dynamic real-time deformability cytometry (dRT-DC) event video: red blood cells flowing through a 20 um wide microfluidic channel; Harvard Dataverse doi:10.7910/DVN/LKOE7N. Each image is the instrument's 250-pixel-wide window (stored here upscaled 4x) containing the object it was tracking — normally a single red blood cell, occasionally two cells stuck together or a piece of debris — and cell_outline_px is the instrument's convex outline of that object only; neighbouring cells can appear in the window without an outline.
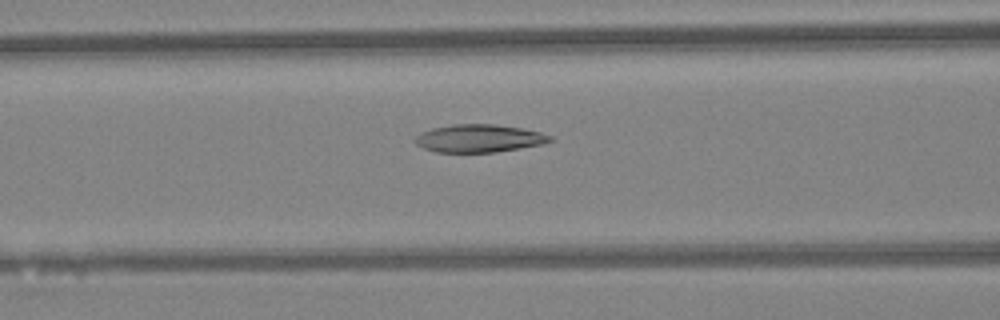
{"species": "Egyptian fruit bat (a non-hibernating species)", "species_latin": "Rousettus aegyptiacus", "temperature_condition": "warm", "stored_images_in_passage": 47, "camera_frame_rate_fps": 3000, "um_per_image_px": 0.085, "animal": {"sex": "female"}, "frame": {"image": 1, "passage_image": 19, "time_ms": 6.0, "image_size_px": [1000, 320], "cell_outline_px": [[552, 140], [544, 144], [496, 152], [436, 152], [424, 148], [416, 144], [412, 140], [416, 136], [432, 128], [452, 124], [496, 124], [520, 128], [540, 132], [552, 136]], "centroid_in_image_um": [40.72, 11.76], "position_along_channel_um": 125.9, "area_um2": 21.85}}
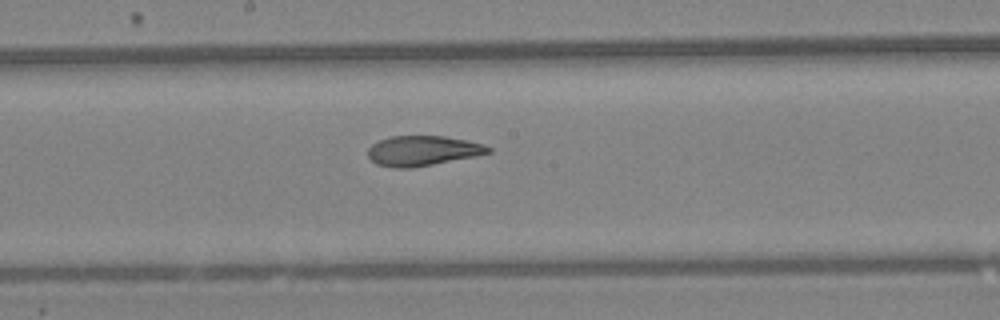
{"frame": {"image": 2, "passage_image": 25, "time_ms": 8.0, "image_size_px": [1000, 320], "cell_outline_px": [[492, 152], [476, 156], [432, 164], [408, 168], [396, 168], [376, 164], [368, 156], [368, 148], [372, 144], [380, 140], [392, 136], [444, 136], [484, 144], [492, 148]], "centroid_in_image_um": [35.93, 12.81], "position_along_channel_um": 212.3, "area_um2": 20.87}}
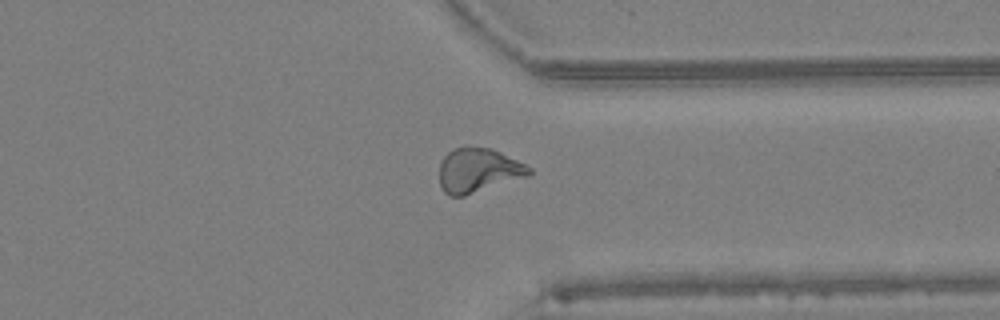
{"frame": {"image": 3, "passage_image": 36, "time_ms": 11.667, "image_size_px": [1000, 320], "cell_outline_px": [[532, 172], [528, 176], [464, 196], [448, 196], [444, 192], [440, 184], [440, 160], [452, 148], [464, 144], [492, 148], [532, 168]], "centroid_in_image_um": [40.61, 14.45], "position_along_channel_um": 370.8, "area_um2": 23.52}, "authors_computed_cell_mechanics": {"area_um2": 22.4264, "velocity_mm_per_s": 4.342, "shape_relaxation_time_tau1_ms": 6.6355, "shape_relaxation_time_tau2_ms": 2.1474, "deformation_change_tau1": 0.1972, "deformation_change_tau2": 0.0815}}